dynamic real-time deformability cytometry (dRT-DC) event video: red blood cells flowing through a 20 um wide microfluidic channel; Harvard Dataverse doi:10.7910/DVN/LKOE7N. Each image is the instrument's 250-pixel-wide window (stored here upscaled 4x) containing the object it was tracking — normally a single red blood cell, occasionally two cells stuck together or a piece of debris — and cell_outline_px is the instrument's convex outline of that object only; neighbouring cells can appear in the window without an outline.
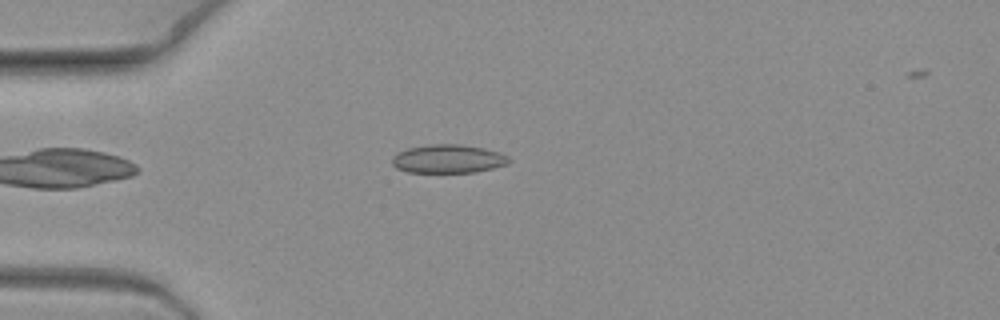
{"species": "common noctule bat (a hibernating species)", "species_latin": "Nyctalus noctula", "temperature_condition": "warm", "stored_images_in_passage": 3, "camera_frame_rate_fps": 3000, "um_per_image_px": 0.085, "animal": {"sex": "female", "body_mass_g": 19.3, "forearm_length_mm": 54.1}, "frame": {"image": 1, "passage_image": 1, "time_ms": 0.0, "image_size_px": [1000, 320], "cell_outline_px": [[512, 160], [508, 164], [476, 172], [408, 172], [396, 168], [392, 164], [392, 156], [396, 152], [408, 148], [432, 144], [460, 144], [484, 148], [500, 152], [508, 156]], "centroid_in_image_um": [38.1, 13.5], "position_along_channel_um": 46.9, "area_um2": 19.54}}
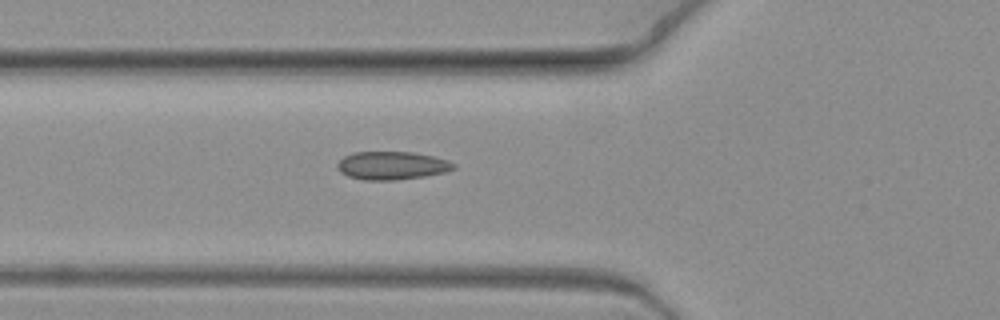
{"frame": {"image": 2, "passage_image": 3, "time_ms": 0.667, "image_size_px": [1000, 320], "cell_outline_px": [[456, 168], [444, 172], [424, 176], [392, 180], [364, 180], [348, 176], [340, 172], [336, 168], [336, 164], [344, 156], [352, 152], [412, 152], [432, 156], [448, 160], [456, 164]], "centroid_in_image_um": [33.28, 14.07], "position_along_channel_um": 92.5, "area_um2": 19.07}}